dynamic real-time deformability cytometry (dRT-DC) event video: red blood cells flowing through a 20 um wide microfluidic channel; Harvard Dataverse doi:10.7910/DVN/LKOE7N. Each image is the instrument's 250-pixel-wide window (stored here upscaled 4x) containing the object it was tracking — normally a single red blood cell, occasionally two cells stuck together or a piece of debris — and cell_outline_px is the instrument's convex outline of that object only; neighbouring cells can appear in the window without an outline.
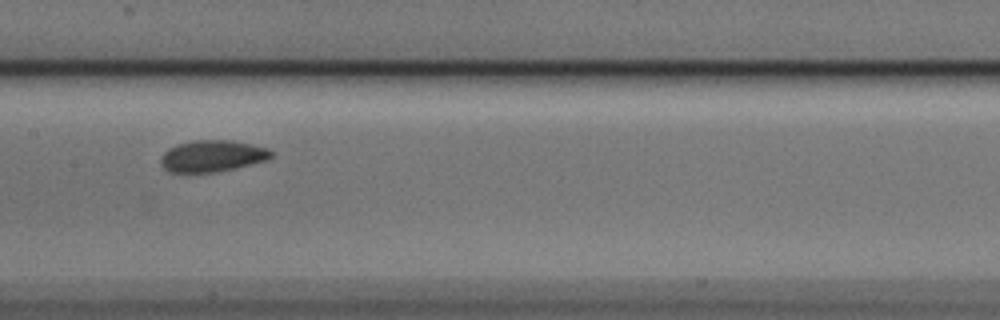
{"species": "Egyptian fruit bat (a non-hibernating species)", "species_latin": "Rousettus aegyptiacus", "temperature_condition": "cold", "stored_images_in_passage": 5, "camera_frame_rate_fps": 3000, "um_per_image_px": 0.085, "animal": {"sex": "male"}, "frame": {"image": 1, "passage_image": 4, "time_ms": 1.0, "image_size_px": [1000, 320], "cell_outline_px": [[272, 156], [268, 160], [216, 172], [168, 172], [160, 164], [160, 156], [168, 148], [176, 144], [196, 140], [232, 140], [252, 144], [268, 148], [272, 152]], "centroid_in_image_um": [18.02, 13.25], "position_along_channel_um": 189.4, "area_um2": 20.4}}
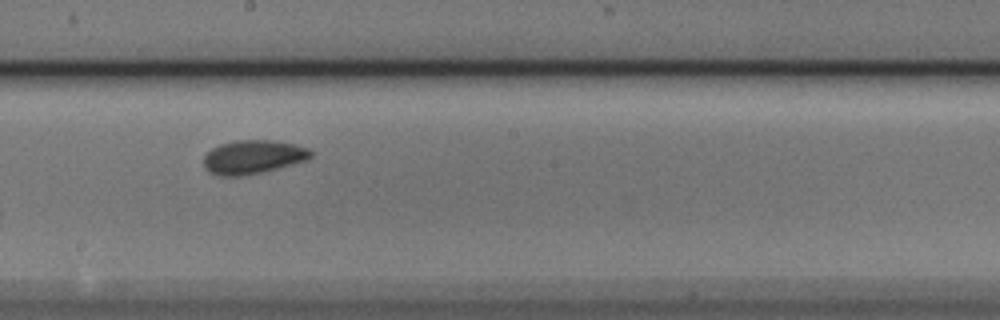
{"frame": {"image": 2, "passage_image": 5, "time_ms": 1.333, "image_size_px": [1000, 320], "cell_outline_px": [[312, 156], [308, 160], [264, 172], [240, 176], [220, 176], [208, 172], [204, 168], [204, 156], [212, 148], [220, 144], [236, 140], [272, 140], [296, 144], [308, 148], [312, 152]], "centroid_in_image_um": [21.52, 13.35], "position_along_channel_um": 226.7, "area_um2": 21.27}}